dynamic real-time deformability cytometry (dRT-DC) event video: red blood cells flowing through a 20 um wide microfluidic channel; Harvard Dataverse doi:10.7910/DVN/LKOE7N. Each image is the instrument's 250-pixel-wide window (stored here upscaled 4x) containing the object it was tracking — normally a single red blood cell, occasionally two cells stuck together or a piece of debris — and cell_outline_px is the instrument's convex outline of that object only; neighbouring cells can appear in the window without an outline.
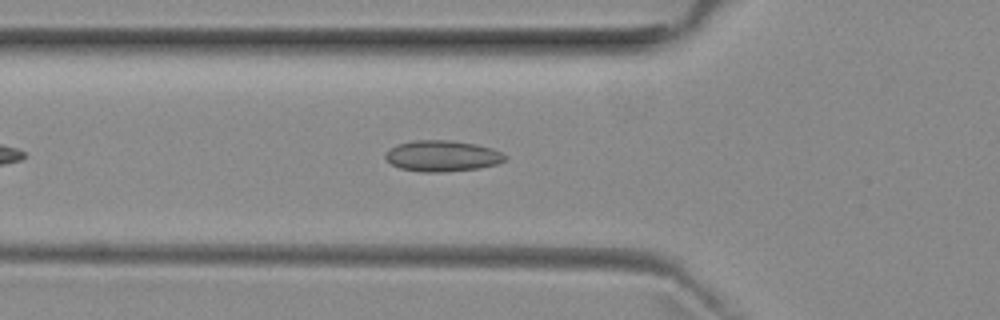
{"species": "common noctule bat (a hibernating species)", "species_latin": "Nyctalus noctula", "temperature_condition": "room temperature", "stored_images_in_passage": 42, "camera_frame_rate_fps": 3000, "um_per_image_px": 0.085, "animal": {"sex": "female", "body_mass_g": 29.2, "forearm_length_mm": 56.3}, "frame": {"image": 1, "passage_image": 8, "time_ms": 2.333, "image_size_px": [1000, 320], "cell_outline_px": [[508, 160], [496, 164], [480, 168], [444, 172], [420, 172], [400, 168], [392, 164], [384, 156], [396, 144], [416, 140], [448, 140], [476, 144], [492, 148], [508, 156]], "centroid_in_image_um": [37.63, 13.26], "position_along_channel_um": 88.2, "area_um2": 21.62}}
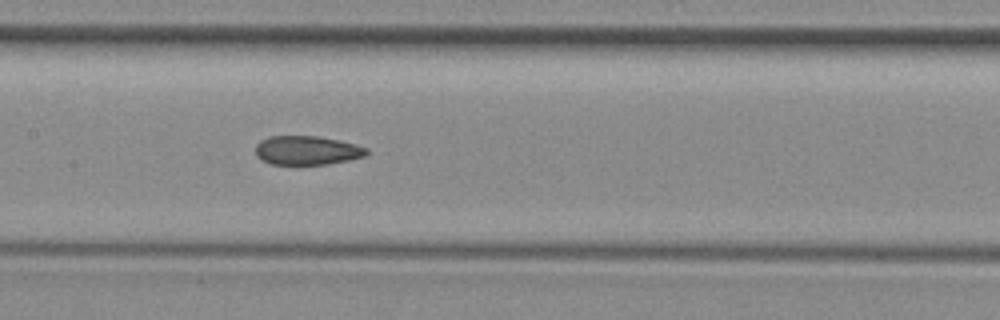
{"frame": {"image": 2, "passage_image": 15, "time_ms": 4.667, "image_size_px": [1000, 320], "cell_outline_px": [[368, 152], [364, 156], [348, 160], [328, 164], [272, 164], [256, 156], [256, 144], [260, 140], [268, 136], [316, 136], [356, 144], [368, 148]], "centroid_in_image_um": [26.08, 12.77], "position_along_channel_um": 181.3, "area_um2": 18.61}}
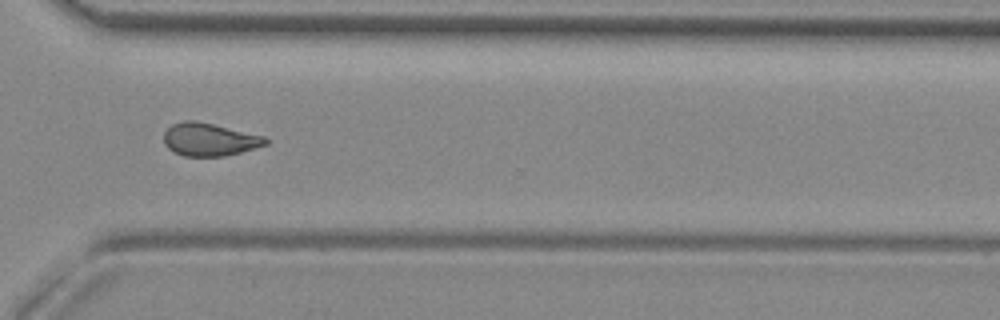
{"frame": {"image": 3, "passage_image": 28, "time_ms": 9.0, "image_size_px": [1000, 320], "cell_outline_px": [[268, 144], [256, 148], [224, 156], [184, 156], [172, 152], [164, 144], [164, 132], [172, 124], [184, 120], [196, 120], [264, 136], [268, 140]], "centroid_in_image_um": [17.78, 11.86], "position_along_channel_um": 352.8, "area_um2": 19.54}, "authors_computed_cell_mechanics": {"area_um2": 19.5942, "velocity_mm_per_s": 3.9691, "shape_relaxation_time_tau1_ms": null, "shape_relaxation_time_tau2_ms": 2.3051, "deformation_change_tau1": null, "deformation_change_tau2": 0.0921}}